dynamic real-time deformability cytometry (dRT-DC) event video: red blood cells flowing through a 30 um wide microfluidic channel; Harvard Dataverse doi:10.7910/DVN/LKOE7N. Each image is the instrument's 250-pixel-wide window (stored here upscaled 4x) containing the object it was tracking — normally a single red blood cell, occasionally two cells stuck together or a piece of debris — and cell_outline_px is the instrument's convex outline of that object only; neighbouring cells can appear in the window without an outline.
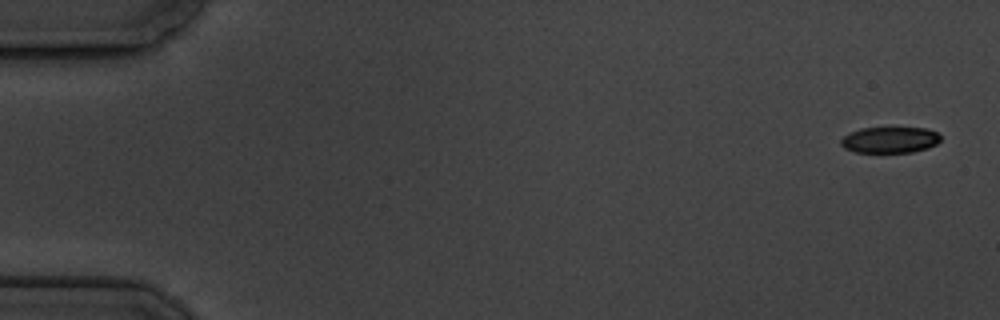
{"species": "common noctule bat (a hibernating species)", "species_latin": "Nyctalus noctula", "temperature_condition": "cold", "stored_images_in_passage": 6, "camera_frame_rate_fps": 3000, "um_per_image_px": 0.085, "animal": {"sex": "male", "body_mass_g": 19.5, "forearm_length_mm": 54.6}, "frame": {"image": 1, "passage_image": 1, "time_ms": 0.0, "image_size_px": [1000, 320], "cell_outline_px": [[940, 140], [936, 144], [928, 148], [912, 152], [856, 152], [844, 148], [840, 144], [840, 140], [848, 132], [860, 128], [928, 128], [936, 132], [940, 136]], "centroid_in_image_um": [75.62, 11.88], "position_along_channel_um": 9.4, "area_um2": 15.2}}
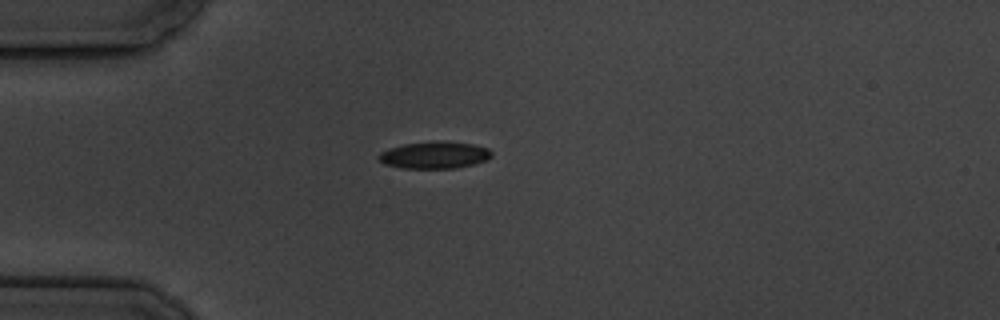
{"frame": {"image": 2, "passage_image": 5, "time_ms": 4.667, "image_size_px": [1000, 320], "cell_outline_px": [[492, 156], [488, 160], [456, 168], [400, 168], [384, 164], [376, 156], [380, 152], [388, 148], [404, 144], [436, 140], [444, 140], [472, 144], [488, 148], [492, 152]], "centroid_in_image_um": [36.92, 13.17], "position_along_channel_um": 48.1, "area_um2": 18.03}}